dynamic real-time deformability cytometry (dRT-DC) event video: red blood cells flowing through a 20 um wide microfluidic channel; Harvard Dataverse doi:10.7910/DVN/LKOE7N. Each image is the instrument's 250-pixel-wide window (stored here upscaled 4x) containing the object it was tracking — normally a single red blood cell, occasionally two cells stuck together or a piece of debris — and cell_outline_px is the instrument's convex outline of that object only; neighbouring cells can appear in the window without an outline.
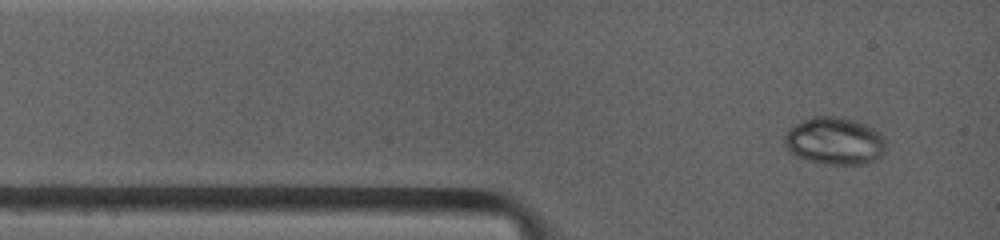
{"species": "common noctule bat (a hibernating species)", "species_latin": "Nyctalus noctula", "temperature_condition": "warm", "stored_images_in_passage": 3, "camera_frame_rate_fps": 4500, "um_per_image_px": 0.085, "animal": {"sex": "female", "body_mass_g": 19.0, "forearm_length_mm": 53.3}, "frame": {"image": 1, "passage_image": 1, "time_ms": 0.0, "image_size_px": [1000, 240], "cell_outline_px": [[884, 152], [880, 156], [864, 164], [824, 164], [808, 160], [796, 156], [784, 144], [784, 136], [796, 124], [804, 120], [816, 116], [836, 116], [852, 120], [864, 124], [880, 132], [884, 144]], "centroid_in_image_um": [70.93, 11.99], "position_along_channel_um": 14.1, "area_um2": 27.46}}